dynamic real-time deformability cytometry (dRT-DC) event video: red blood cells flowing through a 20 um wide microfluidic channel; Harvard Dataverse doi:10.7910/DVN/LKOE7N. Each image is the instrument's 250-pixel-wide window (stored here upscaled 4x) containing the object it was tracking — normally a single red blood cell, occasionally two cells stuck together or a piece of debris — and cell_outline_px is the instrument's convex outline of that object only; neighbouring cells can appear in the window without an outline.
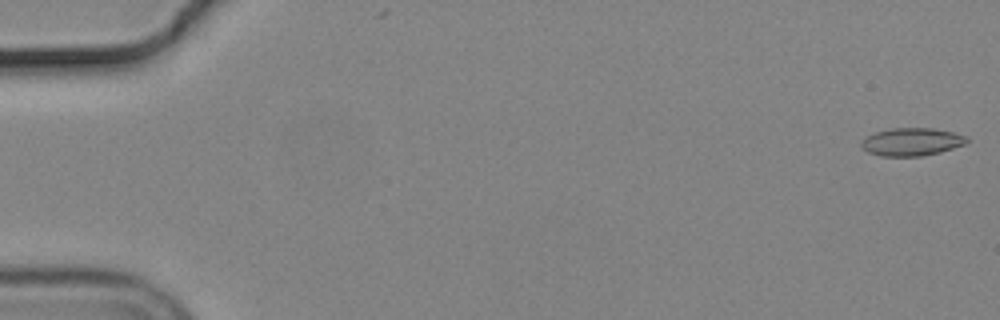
{"species": "common noctule bat (a hibernating species)", "species_latin": "Nyctalus noctula", "temperature_condition": "cold", "stored_images_in_passage": 11, "camera_frame_rate_fps": 3000, "um_per_image_px": 0.085, "animal": {"sex": "male", "body_mass_g": 19.2, "forearm_length_mm": 51.8}, "frame": {"image": 1, "passage_image": 1, "time_ms": 0.0, "image_size_px": [1000, 320], "cell_outline_px": [[968, 140], [964, 144], [940, 152], [920, 156], [880, 156], [868, 152], [860, 144], [868, 136], [876, 132], [892, 128], [932, 128], [952, 132], [968, 136]], "centroid_in_image_um": [77.51, 12.05], "position_along_channel_um": 7.5, "area_um2": 16.88}}